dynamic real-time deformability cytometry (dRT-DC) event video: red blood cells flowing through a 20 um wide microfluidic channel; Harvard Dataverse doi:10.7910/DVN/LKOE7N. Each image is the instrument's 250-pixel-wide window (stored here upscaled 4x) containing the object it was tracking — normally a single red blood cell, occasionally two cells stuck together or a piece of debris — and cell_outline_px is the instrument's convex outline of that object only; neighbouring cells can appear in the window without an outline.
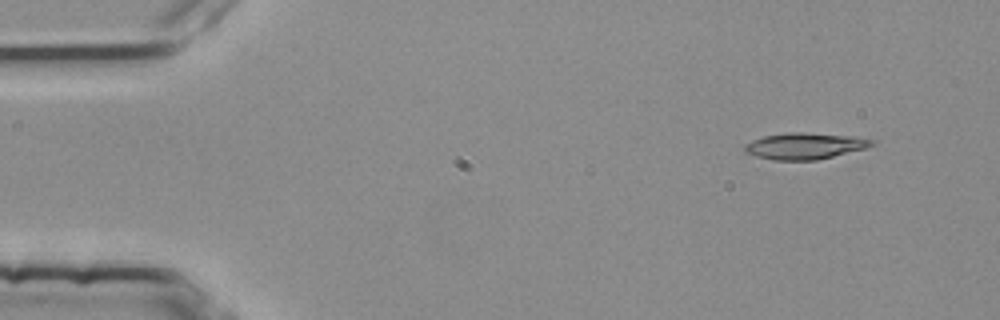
{"species": "common noctule bat (a hibernating species)", "species_latin": "Nyctalus noctula", "temperature_condition": "room temperature", "stored_images_in_passage": 3, "camera_frame_rate_fps": 3000, "um_per_image_px": 0.085, "animal": {"sex": "female", "body_mass_g": 25.1}, "frame": {"image": 1, "passage_image": 1, "time_ms": 0.0, "image_size_px": [1000, 320], "cell_outline_px": [[876, 144], [868, 148], [816, 160], [772, 160], [756, 156], [744, 152], [744, 144], [752, 140], [764, 136], [792, 132], [804, 132], [856, 136], [876, 140]], "centroid_in_image_um": [68.45, 12.4], "position_along_channel_um": 16.5, "area_um2": 19.77}}
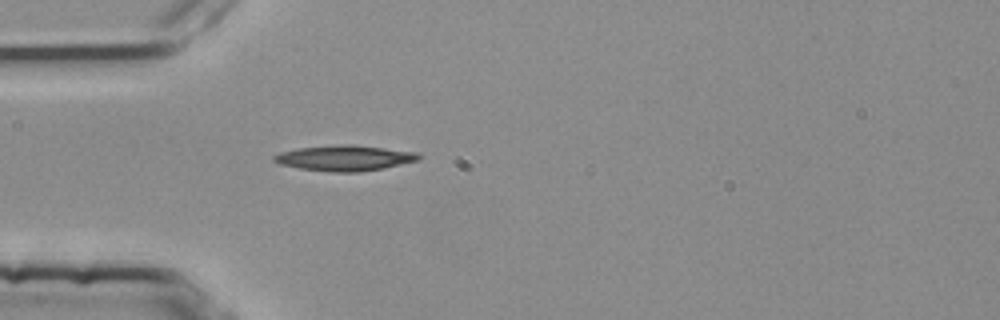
{"frame": {"image": 2, "passage_image": 3, "time_ms": 0.667, "image_size_px": [1000, 320], "cell_outline_px": [[424, 156], [420, 160], [384, 168], [356, 172], [336, 172], [300, 168], [280, 164], [272, 160], [272, 156], [280, 152], [296, 148], [348, 144], [384, 148], [416, 152]], "centroid_in_image_um": [29.32, 13.43], "position_along_channel_um": 55.7, "area_um2": 21.39}}